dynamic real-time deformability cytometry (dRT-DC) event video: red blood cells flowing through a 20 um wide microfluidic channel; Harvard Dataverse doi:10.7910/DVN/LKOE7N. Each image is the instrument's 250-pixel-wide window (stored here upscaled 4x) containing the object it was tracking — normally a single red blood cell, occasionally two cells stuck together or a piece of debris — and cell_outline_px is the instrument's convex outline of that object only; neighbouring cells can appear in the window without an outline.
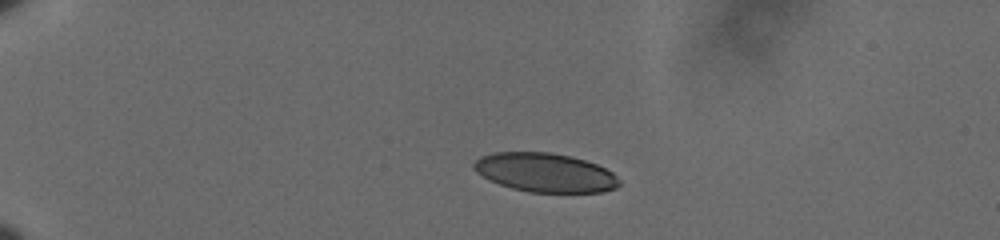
{"species": "human", "species_latin": "Homo sapiens", "temperature_condition": "cold", "stored_images_in_passage": 46, "camera_frame_rate_fps": 3000, "um_per_image_px": 0.085, "donor": {"sex": "male"}, "frame": {"image": 1, "passage_image": 1, "time_ms": 0.0, "image_size_px": [1000, 240], "cell_outline_px": [[620, 184], [616, 188], [600, 192], [528, 192], [512, 188], [500, 184], [476, 172], [472, 168], [472, 164], [480, 156], [492, 152], [552, 152], [572, 156], [596, 164], [612, 172], [620, 180]], "centroid_in_image_um": [46.33, 14.66], "position_along_channel_um": 38.7, "area_um2": 33.0}}
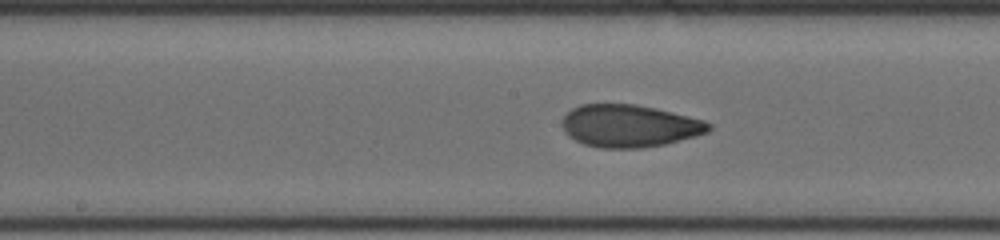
{"frame": {"image": 2, "passage_image": 20, "time_ms": 6.333, "image_size_px": [1000, 240], "cell_outline_px": [[712, 128], [708, 132], [696, 136], [664, 144], [640, 148], [604, 148], [584, 144], [568, 136], [564, 132], [560, 124], [560, 120], [572, 108], [580, 104], [636, 104], [656, 108], [704, 120], [712, 124]], "centroid_in_image_um": [53.48, 10.69], "position_along_channel_um": 194.7, "area_um2": 36.41}}
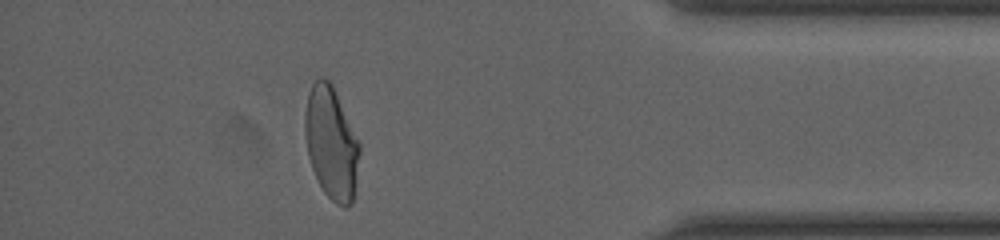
{"frame": {"image": 3, "passage_image": 40, "time_ms": 13.0, "image_size_px": [1000, 240], "cell_outline_px": [[360, 152], [352, 204], [344, 208], [336, 204], [324, 192], [312, 168], [308, 156], [304, 132], [304, 116], [308, 92], [312, 84], [320, 76], [328, 80], [332, 84], [360, 144]], "centroid_in_image_um": [28.14, 12.15], "position_along_channel_um": 407.1, "area_um2": 35.6}, "authors_computed_cell_mechanics": {"area_um2": 35.8938, "velocity_mm_per_s": 3.6012, "shape_relaxation_time_tau1_ms": 5.9264, "shape_relaxation_time_tau2_ms": 1.631, "deformation_change_tau1": 0.1839, "deformation_change_tau2": 0.0641}}